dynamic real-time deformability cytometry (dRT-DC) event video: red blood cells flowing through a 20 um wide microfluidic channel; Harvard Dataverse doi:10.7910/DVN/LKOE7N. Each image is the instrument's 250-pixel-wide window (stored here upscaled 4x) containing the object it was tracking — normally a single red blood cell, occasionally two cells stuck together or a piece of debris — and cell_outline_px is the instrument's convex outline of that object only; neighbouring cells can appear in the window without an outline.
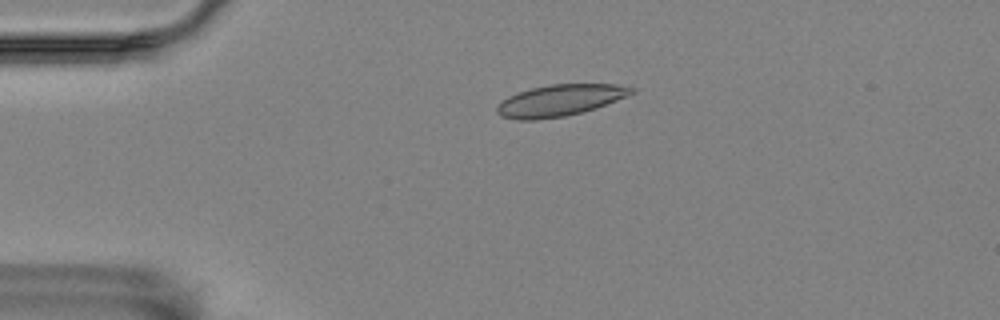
{"species": "Egyptian fruit bat (a non-hibernating species)", "species_latin": "Rousettus aegyptiacus", "temperature_condition": "room temperature", "stored_images_in_passage": 45, "camera_frame_rate_fps": 3000, "um_per_image_px": 0.085, "animal": {"sex": "female"}, "frame": {"image": 1, "passage_image": 1, "time_ms": 0.0, "image_size_px": [1000, 320], "cell_outline_px": [[636, 92], [628, 96], [596, 108], [564, 116], [536, 120], [516, 120], [500, 116], [496, 112], [496, 104], [508, 96], [532, 88], [548, 84], [616, 84], [636, 88]], "centroid_in_image_um": [47.58, 8.53], "position_along_channel_um": 37.4, "area_um2": 24.8}}
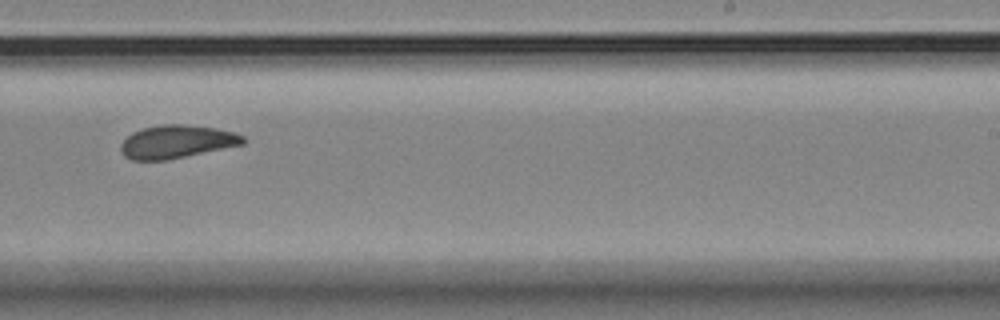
{"frame": {"image": 2, "passage_image": 24, "time_ms": 7.667, "image_size_px": [1000, 320], "cell_outline_px": [[248, 140], [244, 144], [168, 160], [132, 160], [124, 156], [120, 152], [120, 144], [132, 132], [144, 128], [160, 124], [180, 124], [216, 128], [236, 132], [244, 136]], "centroid_in_image_um": [15.04, 12.05], "position_along_channel_um": 274.0, "area_um2": 23.76}}
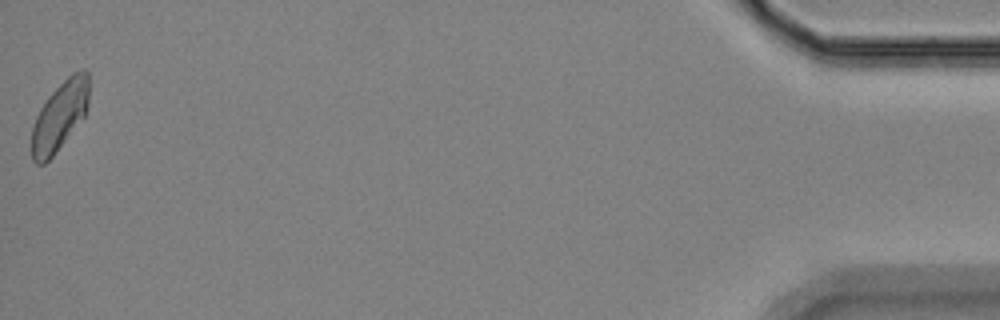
{"frame": {"image": 3, "passage_image": 45, "time_ms": 14.667, "image_size_px": [1000, 320], "cell_outline_px": [[88, 104], [84, 116], [52, 156], [44, 164], [36, 164], [32, 160], [32, 128], [36, 116], [40, 108], [48, 96], [72, 72], [80, 68], [84, 68], [88, 72]], "centroid_in_image_um": [5.07, 9.82], "position_along_channel_um": 430.1, "area_um2": 22.77}, "authors_computed_cell_mechanics": {"area_um2": 23.5824, "velocity_mm_per_s": 3.5291, "shape_relaxation_time_tau1_ms": 4.9839, "shape_relaxation_time_tau2_ms": 1.5057, "deformation_change_tau1": 0.1197, "deformation_change_tau2": 0.068}}